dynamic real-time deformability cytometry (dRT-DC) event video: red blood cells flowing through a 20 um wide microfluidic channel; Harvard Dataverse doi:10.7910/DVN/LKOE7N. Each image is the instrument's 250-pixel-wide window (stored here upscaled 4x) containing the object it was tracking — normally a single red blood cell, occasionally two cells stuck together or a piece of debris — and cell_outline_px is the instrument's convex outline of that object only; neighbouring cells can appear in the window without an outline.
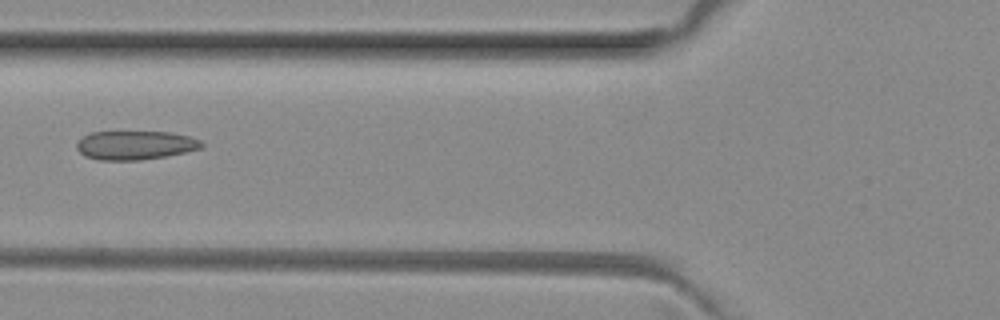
{"species": "common noctule bat (a hibernating species)", "species_latin": "Nyctalus noctula", "temperature_condition": "room temperature", "stored_images_in_passage": 3, "camera_frame_rate_fps": 3000, "um_per_image_px": 0.085, "animal": {"sex": "female", "body_mass_g": 29.2, "forearm_length_mm": 56.3}, "frame": {"image": 1, "passage_image": 3, "time_ms": 0.667, "image_size_px": [1000, 320], "cell_outline_px": [[204, 144], [200, 148], [184, 152], [164, 156], [140, 160], [100, 160], [84, 156], [76, 148], [76, 144], [84, 136], [92, 132], [168, 132], [188, 136], [200, 140]], "centroid_in_image_um": [11.46, 12.34], "position_along_channel_um": 114.3, "area_um2": 20.75}}